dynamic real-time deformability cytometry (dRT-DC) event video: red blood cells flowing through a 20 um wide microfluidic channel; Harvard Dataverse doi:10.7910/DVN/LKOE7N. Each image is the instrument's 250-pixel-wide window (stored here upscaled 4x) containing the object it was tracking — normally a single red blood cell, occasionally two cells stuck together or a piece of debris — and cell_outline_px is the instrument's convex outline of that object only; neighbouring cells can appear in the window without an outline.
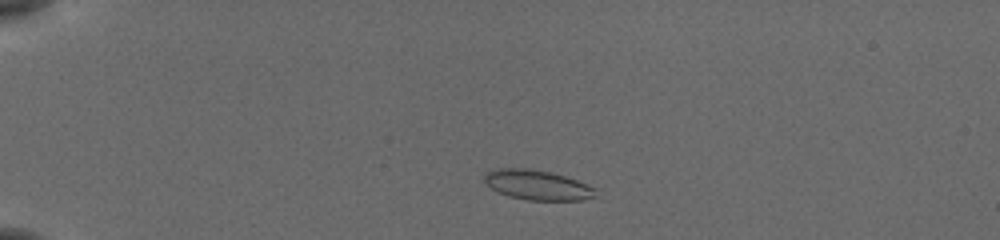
{"species": "common noctule bat (a hibernating species)", "species_latin": "Nyctalus noctula", "temperature_condition": "cold", "stored_images_in_passage": 14, "camera_frame_rate_fps": 3000, "um_per_image_px": 0.085, "animal": {"sex": "female", "body_mass_g": 19.5, "forearm_length_mm": 54.1}, "frame": {"image": 1, "passage_image": 5, "time_ms": 1.333, "image_size_px": [1000, 240], "cell_outline_px": [[596, 196], [584, 200], [528, 200], [508, 196], [496, 192], [484, 184], [484, 172], [496, 168], [528, 168], [548, 172], [564, 176], [576, 180], [596, 188]], "centroid_in_image_um": [45.61, 15.73], "position_along_channel_um": 39.4, "area_um2": 19.54}}
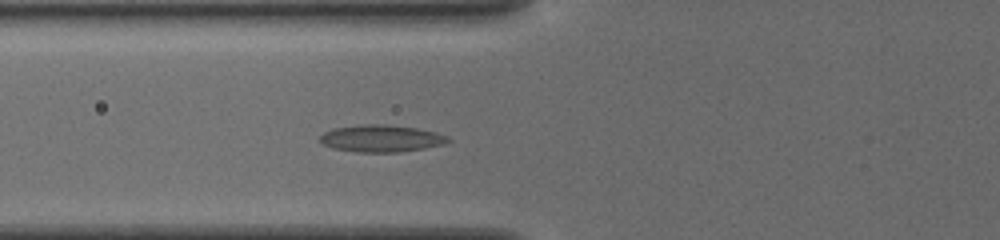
{"frame": {"image": 2, "passage_image": 12, "time_ms": 3.667, "image_size_px": [1000, 240], "cell_outline_px": [[452, 140], [444, 144], [424, 148], [400, 152], [356, 152], [332, 148], [324, 144], [320, 140], [320, 136], [324, 132], [332, 128], [364, 124], [384, 124], [416, 128], [436, 132], [448, 136]], "centroid_in_image_um": [32.41, 11.76], "position_along_channel_um": 93.4, "area_um2": 20.23}}